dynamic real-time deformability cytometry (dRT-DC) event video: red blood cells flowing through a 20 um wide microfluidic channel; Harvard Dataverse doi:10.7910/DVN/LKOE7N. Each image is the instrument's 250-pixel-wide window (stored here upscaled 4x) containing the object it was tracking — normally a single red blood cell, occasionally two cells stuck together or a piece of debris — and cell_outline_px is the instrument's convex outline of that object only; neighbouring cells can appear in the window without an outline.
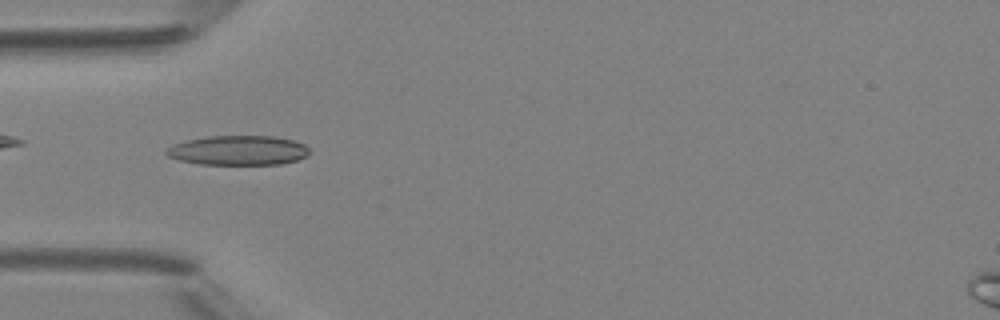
{"species": "Egyptian fruit bat (a non-hibernating species)", "species_latin": "Rousettus aegyptiacus", "temperature_condition": "room temperature", "stored_images_in_passage": 35, "camera_frame_rate_fps": 3000, "um_per_image_px": 0.085, "animal": {"sex": "female"}, "frame": {"image": 1, "passage_image": 2, "time_ms": 0.333, "image_size_px": [1000, 320], "cell_outline_px": [[312, 152], [296, 160], [280, 164], [200, 164], [180, 160], [168, 156], [164, 152], [164, 148], [172, 144], [188, 140], [212, 136], [272, 136], [292, 140], [304, 144]], "centroid_in_image_um": [20.22, 12.78], "position_along_channel_um": 64.8, "area_um2": 24.57}}
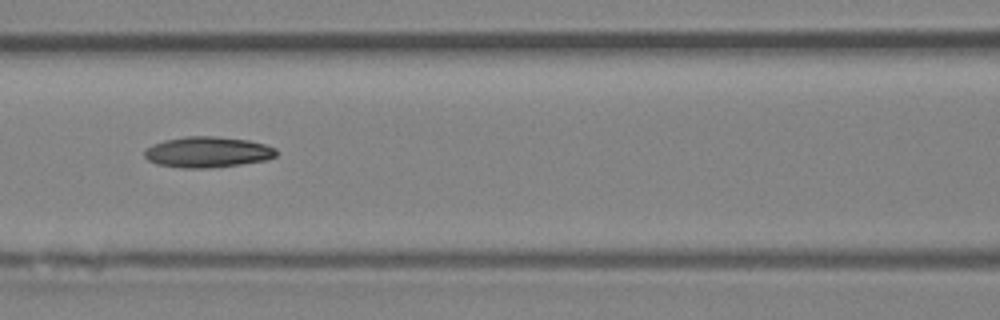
{"frame": {"image": 2, "passage_image": 8, "time_ms": 2.333, "image_size_px": [1000, 320], "cell_outline_px": [[276, 156], [264, 160], [240, 164], [208, 168], [180, 168], [156, 164], [148, 160], [144, 156], [144, 152], [152, 144], [164, 140], [188, 136], [212, 136], [248, 140], [264, 144], [276, 148]], "centroid_in_image_um": [17.61, 12.93], "position_along_channel_um": 149.0, "area_um2": 23.52}}
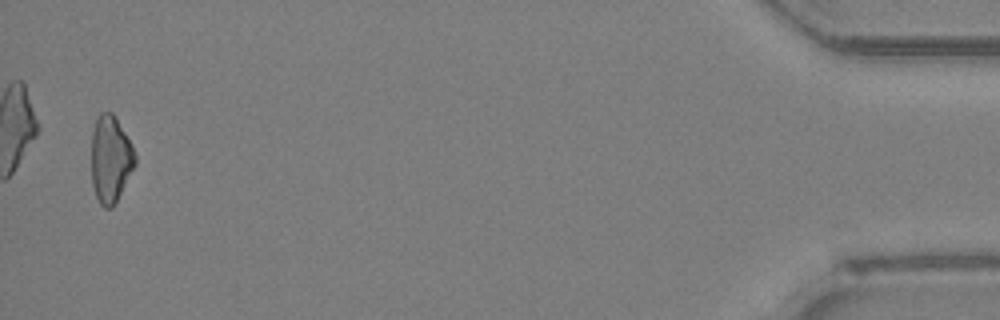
{"frame": {"image": 3, "passage_image": 34, "time_ms": 11.0, "image_size_px": [1000, 320], "cell_outline_px": [[136, 164], [112, 208], [104, 208], [100, 204], [96, 196], [92, 184], [92, 132], [96, 116], [100, 112], [112, 112], [132, 144], [136, 156]], "centroid_in_image_um": [9.39, 13.5], "position_along_channel_um": 425.8, "area_um2": 22.08}}